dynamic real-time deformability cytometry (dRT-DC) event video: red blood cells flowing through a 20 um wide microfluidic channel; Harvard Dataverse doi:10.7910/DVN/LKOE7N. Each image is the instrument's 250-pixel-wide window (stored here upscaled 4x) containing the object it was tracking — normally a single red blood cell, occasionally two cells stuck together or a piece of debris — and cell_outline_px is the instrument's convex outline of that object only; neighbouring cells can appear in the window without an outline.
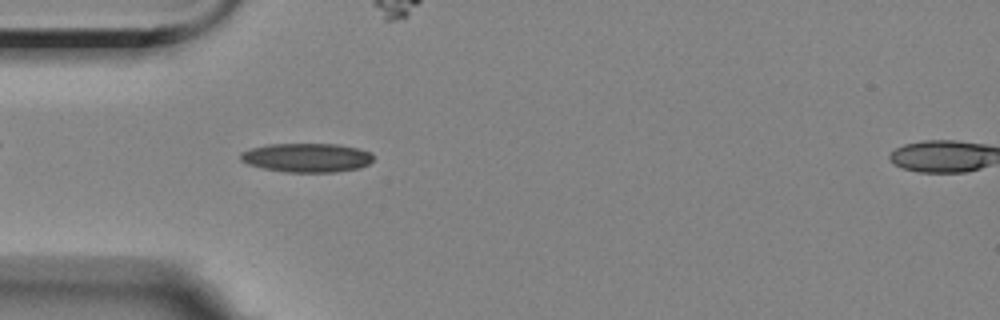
{"species": "Egyptian fruit bat (a non-hibernating species)", "species_latin": "Rousettus aegyptiacus", "temperature_condition": "room temperature", "stored_images_in_passage": 6, "segment_of_instrument_passage": [1, 2], "camera_frame_rate_fps": 3000, "um_per_image_px": 0.085, "animal": {"sex": "female"}, "frame": {"image": 1, "passage_image": 5, "time_ms": 4.667, "image_size_px": [1000, 320], "cell_outline_px": [[372, 160], [368, 164], [360, 168], [336, 172], [288, 172], [264, 168], [248, 164], [240, 160], [240, 152], [252, 148], [268, 144], [336, 144], [356, 148], [372, 152]], "centroid_in_image_um": [26.08, 13.4], "position_along_channel_um": 58.9, "area_um2": 22.37}}